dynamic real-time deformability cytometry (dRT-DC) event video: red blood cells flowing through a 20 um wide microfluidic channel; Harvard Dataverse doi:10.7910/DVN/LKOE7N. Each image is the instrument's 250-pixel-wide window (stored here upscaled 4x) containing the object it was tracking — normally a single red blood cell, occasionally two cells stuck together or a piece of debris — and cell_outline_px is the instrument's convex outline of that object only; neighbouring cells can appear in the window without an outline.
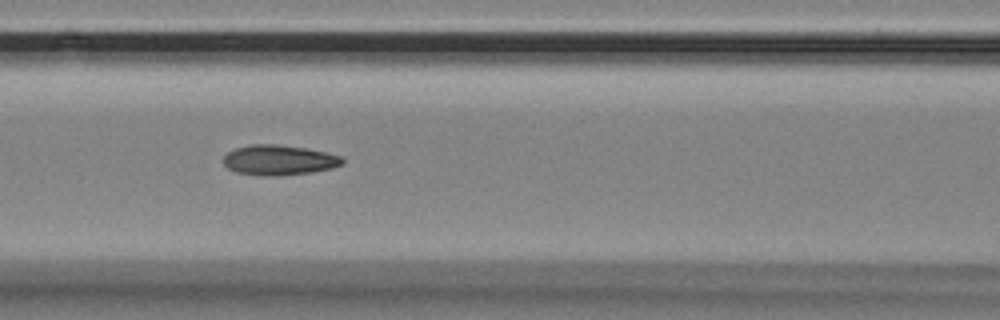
{"species": "Egyptian fruit bat (a non-hibernating species)", "species_latin": "Rousettus aegyptiacus", "temperature_condition": "room temperature", "stored_images_in_passage": 15, "camera_frame_rate_fps": 3000, "um_per_image_px": 0.085, "animal": {"sex": "female"}, "frame": {"image": 1, "passage_image": 8, "time_ms": 2.333, "image_size_px": [1000, 320], "cell_outline_px": [[344, 164], [332, 168], [312, 172], [280, 176], [260, 176], [236, 172], [228, 168], [224, 164], [224, 156], [228, 152], [236, 148], [252, 144], [272, 144], [304, 148], [324, 152], [340, 156], [344, 160]], "centroid_in_image_um": [23.71, 13.62], "position_along_channel_um": 142.9, "area_um2": 20.81}}
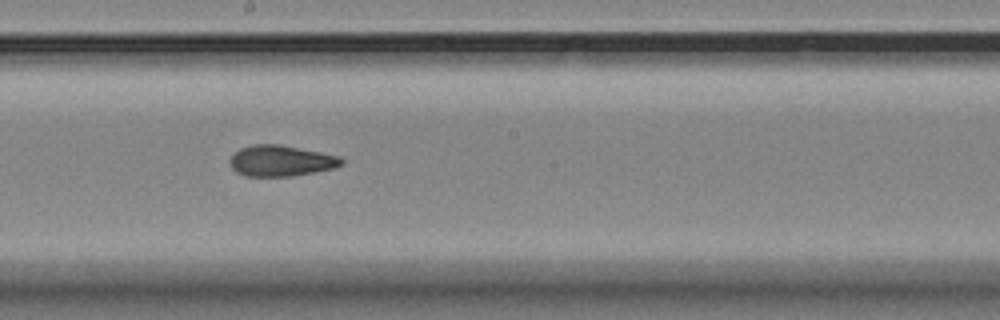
{"frame": {"image": 2, "passage_image": 10, "time_ms": 3.0, "image_size_px": [1000, 320], "cell_outline_px": [[344, 164], [336, 168], [292, 176], [244, 176], [236, 172], [228, 164], [228, 160], [240, 148], [256, 144], [280, 144], [340, 156], [344, 160]], "centroid_in_image_um": [23.89, 13.67], "position_along_channel_um": 224.3, "area_um2": 20.29}}
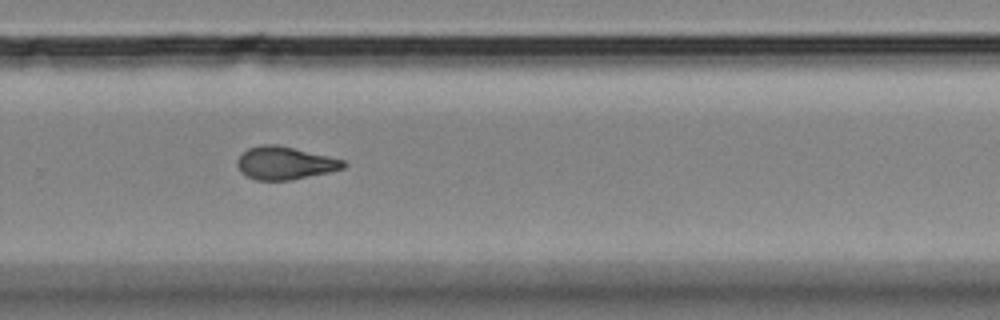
{"frame": {"image": 3, "passage_image": 12, "time_ms": 3.667, "image_size_px": [1000, 320], "cell_outline_px": [[348, 164], [344, 168], [332, 172], [292, 180], [256, 180], [240, 172], [236, 164], [236, 160], [248, 148], [264, 144], [276, 144], [328, 156], [344, 160]], "centroid_in_image_um": [24.23, 13.87], "position_along_channel_um": 305.6, "area_um2": 20.4}}